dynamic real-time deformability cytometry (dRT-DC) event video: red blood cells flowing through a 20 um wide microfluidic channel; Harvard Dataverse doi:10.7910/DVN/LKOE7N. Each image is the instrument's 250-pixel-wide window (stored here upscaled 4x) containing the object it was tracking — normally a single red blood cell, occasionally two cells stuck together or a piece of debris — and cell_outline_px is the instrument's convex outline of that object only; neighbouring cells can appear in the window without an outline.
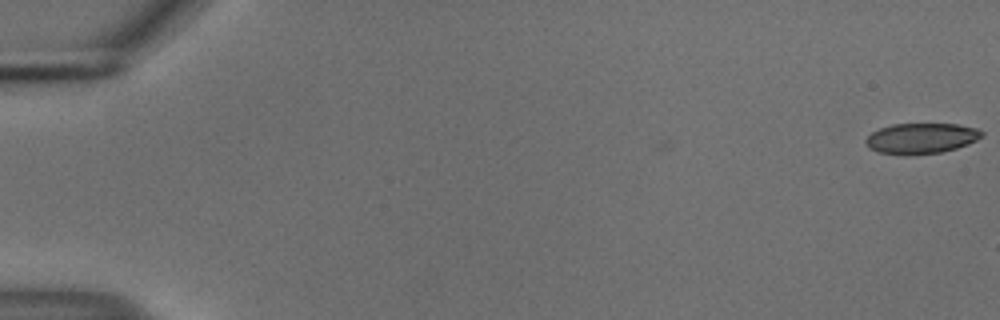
{"species": "common noctule bat (a hibernating species)", "species_latin": "Nyctalus noctula", "temperature_condition": "cold", "stored_images_in_passage": 3, "camera_frame_rate_fps": 3000, "um_per_image_px": 0.085, "animal": {"sex": "male", "body_mass_g": 18.8}, "frame": {"image": 1, "passage_image": 1, "time_ms": 0.0, "image_size_px": [1000, 320], "cell_outline_px": [[984, 136], [968, 144], [956, 148], [940, 152], [880, 152], [868, 148], [864, 140], [872, 132], [880, 128], [892, 124], [956, 124], [976, 128], [984, 132]], "centroid_in_image_um": [78.34, 11.71], "position_along_channel_um": 6.7, "area_um2": 19.88}}